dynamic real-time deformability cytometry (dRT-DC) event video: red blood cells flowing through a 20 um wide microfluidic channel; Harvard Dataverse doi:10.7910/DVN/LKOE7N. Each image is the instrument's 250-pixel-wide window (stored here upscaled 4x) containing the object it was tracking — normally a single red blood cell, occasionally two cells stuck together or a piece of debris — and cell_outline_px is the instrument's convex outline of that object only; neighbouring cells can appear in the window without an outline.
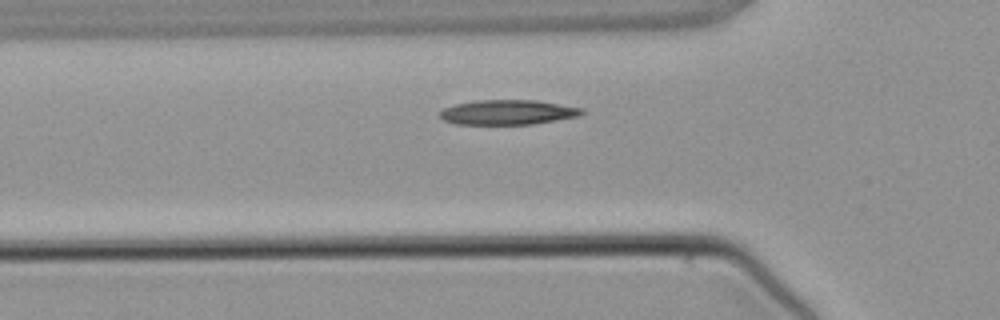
{"species": "common noctule bat (a hibernating species)", "species_latin": "Nyctalus noctula", "temperature_condition": "warm", "stored_images_in_passage": 3, "camera_frame_rate_fps": 3000, "um_per_image_px": 0.085, "animal": {"sex": "male", "body_mass_g": 21.5, "forearm_length_mm": 52.0}, "frame": {"image": 1, "passage_image": 3, "time_ms": 2.667, "image_size_px": [1000, 320], "cell_outline_px": [[584, 112], [580, 116], [532, 124], [456, 124], [444, 120], [440, 116], [440, 112], [444, 108], [456, 104], [476, 100], [536, 100], [584, 108]], "centroid_in_image_um": [43.19, 9.54], "position_along_channel_um": 82.6, "area_um2": 20.46}}